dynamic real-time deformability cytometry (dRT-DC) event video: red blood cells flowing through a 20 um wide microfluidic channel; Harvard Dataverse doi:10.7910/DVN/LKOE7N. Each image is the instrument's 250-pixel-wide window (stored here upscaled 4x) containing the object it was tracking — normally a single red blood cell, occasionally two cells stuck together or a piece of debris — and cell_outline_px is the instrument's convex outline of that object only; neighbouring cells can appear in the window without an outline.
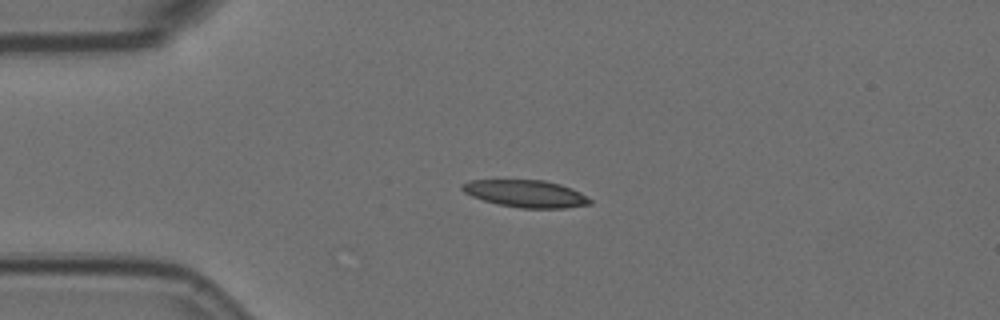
{"species": "Egyptian fruit bat (a non-hibernating species)", "species_latin": "Rousettus aegyptiacus", "temperature_condition": "room temperature", "stored_images_in_passage": 4, "camera_frame_rate_fps": 3000, "um_per_image_px": 0.085, "animal": {"sex": "female"}, "frame": {"image": 1, "passage_image": 3, "time_ms": 0.667, "image_size_px": [1000, 320], "cell_outline_px": [[592, 204], [564, 208], [520, 208], [496, 204], [472, 196], [464, 192], [460, 188], [460, 184], [472, 180], [544, 180], [560, 184], [572, 188], [580, 192], [592, 200]], "centroid_in_image_um": [44.69, 16.46], "position_along_channel_um": 40.3, "area_um2": 20.35}}